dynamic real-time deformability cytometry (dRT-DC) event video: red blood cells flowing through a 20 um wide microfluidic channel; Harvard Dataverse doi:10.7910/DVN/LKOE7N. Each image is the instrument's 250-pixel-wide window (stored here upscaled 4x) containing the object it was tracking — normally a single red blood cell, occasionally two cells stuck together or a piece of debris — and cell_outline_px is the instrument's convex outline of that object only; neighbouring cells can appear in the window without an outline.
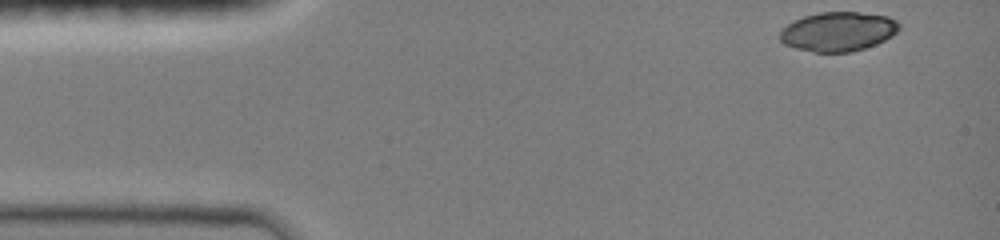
{"species": "common noctule bat (a hibernating species)", "species_latin": "Nyctalus noctula", "temperature_condition": "room temperature", "stored_images_in_passage": 30, "camera_frame_rate_fps": 3000, "um_per_image_px": 0.085, "animal": {"sex": "female", "body_mass_g": 19.0, "forearm_length_mm": 51.5}, "frame": {"image": 1, "passage_image": 1, "time_ms": 0.0, "image_size_px": [1000, 240], "cell_outline_px": [[900, 28], [892, 36], [876, 44], [852, 52], [816, 52], [796, 48], [784, 44], [780, 40], [780, 32], [788, 24], [804, 16], [820, 12], [860, 12], [888, 16], [896, 20], [900, 24]], "centroid_in_image_um": [71.27, 2.68], "position_along_channel_um": 13.7, "area_um2": 27.22}}